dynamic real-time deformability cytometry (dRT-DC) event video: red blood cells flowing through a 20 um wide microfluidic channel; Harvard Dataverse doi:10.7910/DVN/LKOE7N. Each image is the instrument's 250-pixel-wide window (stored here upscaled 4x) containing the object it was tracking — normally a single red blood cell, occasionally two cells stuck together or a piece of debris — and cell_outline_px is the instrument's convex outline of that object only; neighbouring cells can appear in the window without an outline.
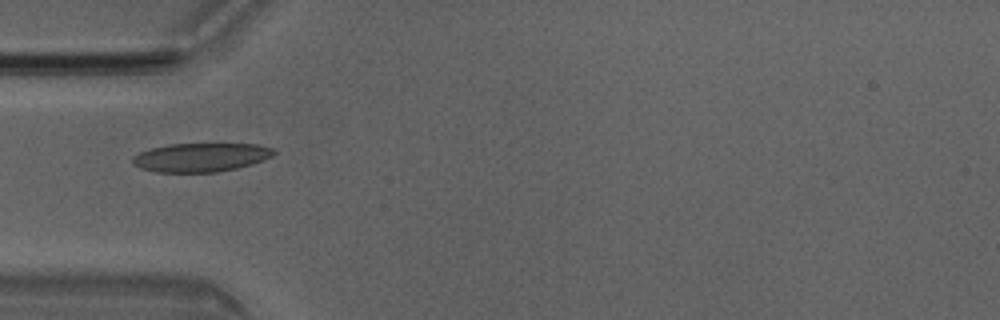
{"species": "Egyptian fruit bat (a non-hibernating species)", "species_latin": "Rousettus aegyptiacus", "temperature_condition": "room temperature", "stored_images_in_passage": 6, "camera_frame_rate_fps": 3000, "um_per_image_px": 0.085, "animal": {"sex": "male"}, "frame": {"image": 1, "passage_image": 5, "time_ms": 1.333, "image_size_px": [1000, 320], "cell_outline_px": [[276, 152], [272, 156], [264, 160], [252, 164], [236, 168], [216, 172], [156, 172], [140, 168], [132, 164], [132, 156], [140, 152], [152, 148], [168, 144], [260, 144], [272, 148]], "centroid_in_image_um": [17.07, 13.37], "position_along_channel_um": 67.9, "area_um2": 23.7}}